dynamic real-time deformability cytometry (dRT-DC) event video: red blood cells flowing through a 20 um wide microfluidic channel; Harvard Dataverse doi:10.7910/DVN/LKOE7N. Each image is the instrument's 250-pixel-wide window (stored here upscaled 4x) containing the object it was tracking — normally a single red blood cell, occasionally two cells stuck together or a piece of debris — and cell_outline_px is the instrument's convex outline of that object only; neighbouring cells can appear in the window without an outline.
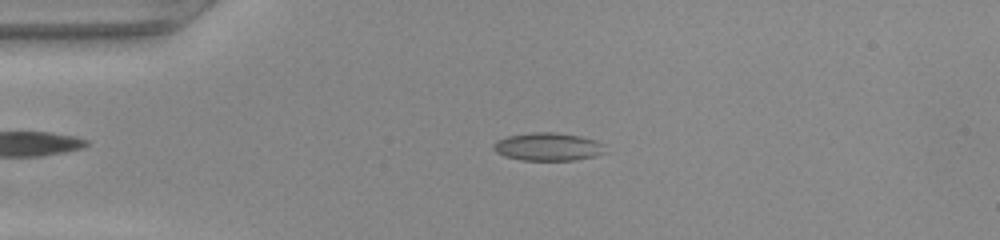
{"species": "common noctule bat (a hibernating species)", "species_latin": "Nyctalus noctula", "temperature_condition": "warm", "stored_images_in_passage": 49, "camera_frame_rate_fps": 3000, "um_per_image_px": 0.085, "animal": {"sex": "female", "body_mass_g": 22.0, "forearm_length_mm": 56.7}, "frame": {"image": 1, "passage_image": 11, "time_ms": 3.333, "image_size_px": [1000, 240], "cell_outline_px": [[604, 152], [596, 156], [576, 160], [520, 160], [504, 156], [496, 152], [492, 148], [492, 144], [496, 140], [508, 136], [532, 132], [556, 132], [580, 136], [596, 140], [604, 144]], "centroid_in_image_um": [46.56, 12.47], "position_along_channel_um": 38.4, "area_um2": 18.38}}
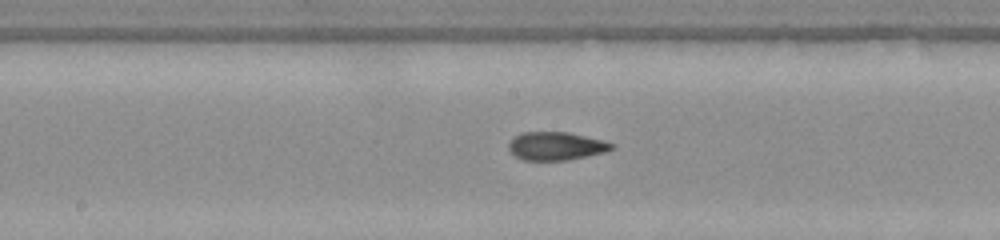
{"frame": {"image": 2, "passage_image": 25, "time_ms": 8.0, "image_size_px": [1000, 240], "cell_outline_px": [[616, 148], [604, 152], [568, 160], [524, 160], [516, 156], [508, 148], [508, 144], [520, 132], [568, 132], [604, 140], [616, 144]], "centroid_in_image_um": [47.31, 12.41], "position_along_channel_um": 200.9, "area_um2": 16.94}}
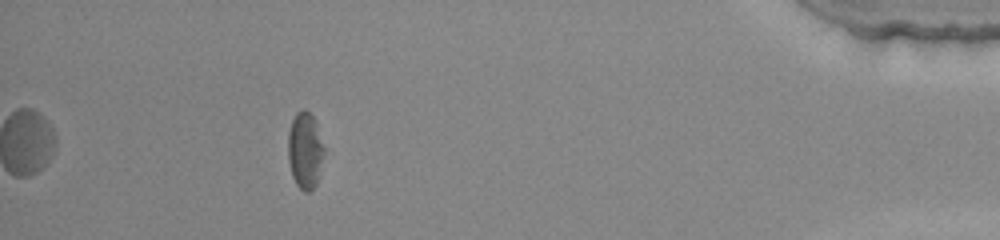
{"frame": {"image": 3, "passage_image": 44, "time_ms": 14.333, "image_size_px": [1000, 240], "cell_outline_px": [[324, 152], [316, 184], [308, 192], [304, 192], [296, 184], [292, 176], [288, 160], [288, 132], [292, 120], [296, 112], [304, 108], [316, 120], [324, 148]], "centroid_in_image_um": [25.91, 12.76], "position_along_channel_um": 409.3, "area_um2": 16.07}}